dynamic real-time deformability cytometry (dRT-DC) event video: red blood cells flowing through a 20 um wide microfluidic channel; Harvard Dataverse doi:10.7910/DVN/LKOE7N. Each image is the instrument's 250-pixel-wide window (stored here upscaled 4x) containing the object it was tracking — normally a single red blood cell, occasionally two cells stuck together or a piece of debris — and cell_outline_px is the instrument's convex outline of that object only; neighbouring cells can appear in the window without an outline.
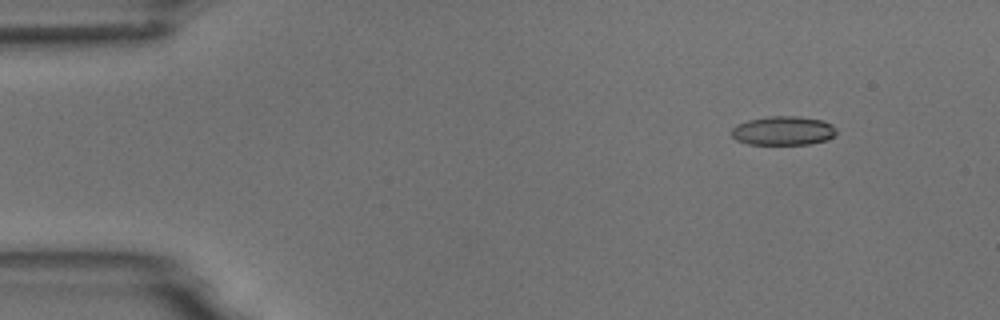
{"species": "common noctule bat (a hibernating species)", "species_latin": "Nyctalus noctula", "temperature_condition": "room temperature", "stored_images_in_passage": 4, "camera_frame_rate_fps": 3000, "um_per_image_px": 0.085, "animal": {"sex": "male", "body_mass_g": 18.8}, "frame": {"image": 1, "passage_image": 2, "time_ms": 1.333, "image_size_px": [1000, 320], "cell_outline_px": [[836, 132], [828, 140], [808, 144], [748, 144], [736, 140], [732, 136], [732, 128], [736, 124], [748, 120], [768, 116], [800, 116], [820, 120], [832, 124], [836, 128]], "centroid_in_image_um": [66.56, 11.11], "position_along_channel_um": 18.4, "area_um2": 17.74}}
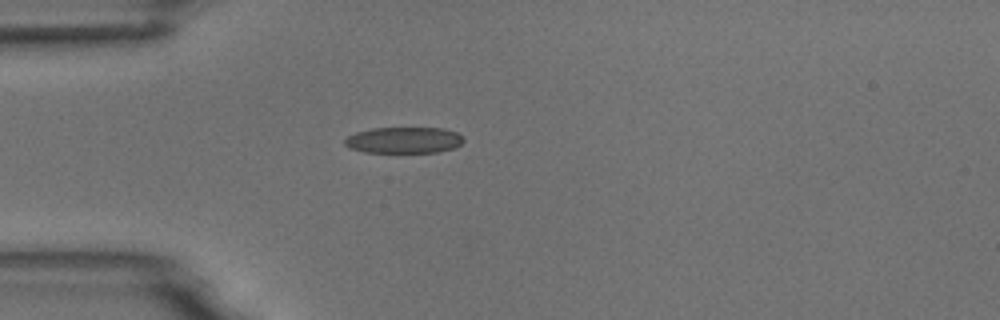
{"frame": {"image": 2, "passage_image": 4, "time_ms": 4.333, "image_size_px": [1000, 320], "cell_outline_px": [[464, 140], [460, 144], [452, 148], [436, 152], [364, 152], [348, 148], [344, 144], [344, 140], [348, 136], [356, 132], [372, 128], [444, 128], [456, 132]], "centroid_in_image_um": [34.28, 11.91], "position_along_channel_um": 50.7, "area_um2": 18.03}}